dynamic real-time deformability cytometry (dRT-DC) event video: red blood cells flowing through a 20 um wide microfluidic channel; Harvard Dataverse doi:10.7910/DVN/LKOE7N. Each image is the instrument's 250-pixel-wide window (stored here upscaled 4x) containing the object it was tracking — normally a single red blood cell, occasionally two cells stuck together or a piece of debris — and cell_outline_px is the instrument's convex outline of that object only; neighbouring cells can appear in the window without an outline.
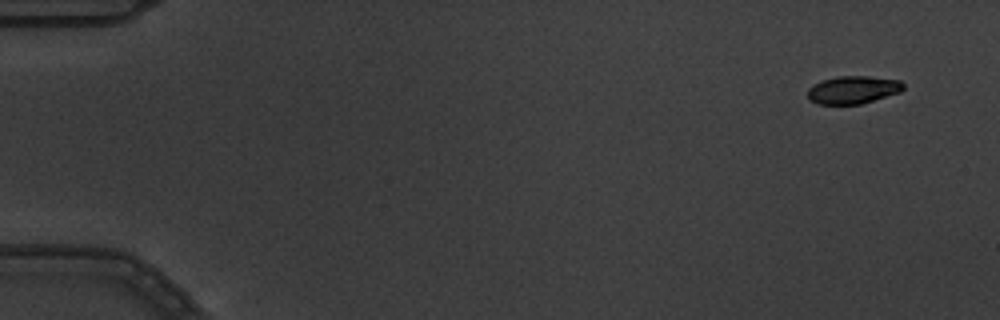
{"species": "common noctule bat (a hibernating species)", "species_latin": "Nyctalus noctula", "temperature_condition": "warm", "stored_images_in_passage": 4, "camera_frame_rate_fps": 3000, "um_per_image_px": 0.085, "animal": {"sex": "male", "body_mass_g": 19.5, "forearm_length_mm": 54.6}, "frame": {"image": 1, "passage_image": 1, "time_ms": 0.0, "image_size_px": [1000, 320], "cell_outline_px": [[904, 88], [900, 92], [860, 104], [820, 104], [808, 100], [808, 88], [812, 84], [836, 76], [868, 76], [900, 80], [904, 84]], "centroid_in_image_um": [72.49, 7.63], "position_along_channel_um": 12.5, "area_um2": 15.49}}